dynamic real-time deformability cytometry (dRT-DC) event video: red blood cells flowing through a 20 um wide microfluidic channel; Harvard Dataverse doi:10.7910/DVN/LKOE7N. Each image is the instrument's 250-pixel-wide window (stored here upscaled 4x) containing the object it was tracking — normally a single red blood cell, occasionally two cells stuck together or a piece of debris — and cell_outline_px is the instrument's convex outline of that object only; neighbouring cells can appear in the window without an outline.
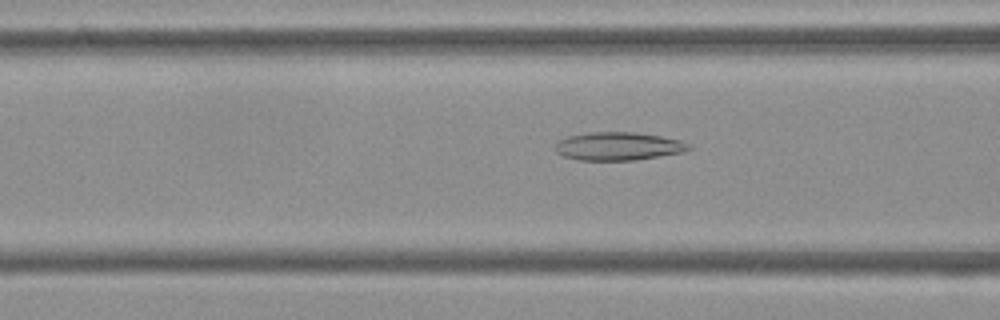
{"species": "Egyptian fruit bat (a non-hibernating species)", "species_latin": "Rousettus aegyptiacus", "temperature_condition": "cold", "stored_images_in_passage": 39, "camera_frame_rate_fps": 3000, "um_per_image_px": 0.085, "frame": {"image": 1, "passage_image": 16, "time_ms": 5.0, "image_size_px": [1000, 320], "cell_outline_px": [[692, 148], [684, 152], [636, 160], [576, 160], [564, 156], [556, 152], [556, 144], [560, 140], [568, 136], [588, 132], [632, 132], [660, 136], [680, 140], [688, 144]], "centroid_in_image_um": [52.55, 12.43], "position_along_channel_um": 114.0, "area_um2": 21.85}}
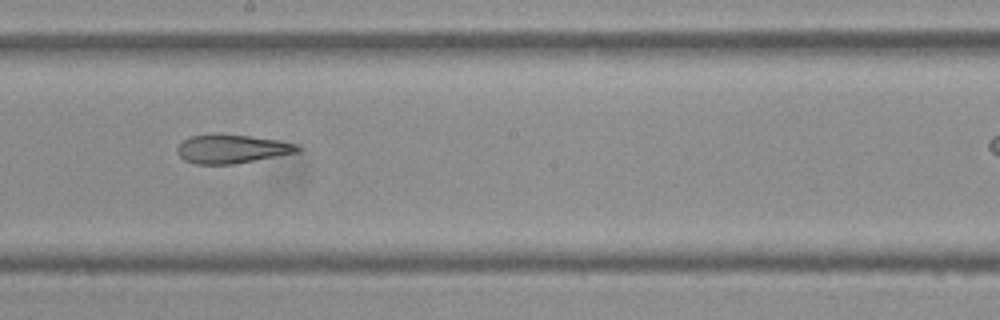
{"frame": {"image": 2, "passage_image": 25, "time_ms": 8.0, "image_size_px": [1000, 320], "cell_outline_px": [[300, 148], [296, 152], [232, 164], [196, 164], [184, 160], [176, 152], [176, 148], [184, 140], [192, 136], [212, 132], [248, 136], [276, 140], [296, 144]], "centroid_in_image_um": [19.61, 12.64], "position_along_channel_um": 228.6, "area_um2": 19.94}}
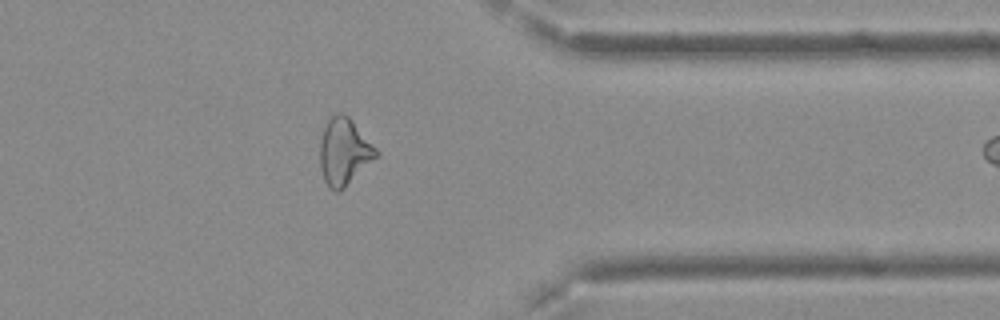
{"frame": {"image": 3, "passage_image": 38, "time_ms": 12.333, "image_size_px": [1000, 320], "cell_outline_px": [[380, 156], [340, 192], [336, 192], [328, 188], [324, 180], [320, 168], [320, 140], [324, 128], [328, 120], [336, 112], [344, 112], [348, 116], [380, 152]], "centroid_in_image_um": [29.27, 12.93], "position_along_channel_um": 382.1, "area_um2": 22.25}}